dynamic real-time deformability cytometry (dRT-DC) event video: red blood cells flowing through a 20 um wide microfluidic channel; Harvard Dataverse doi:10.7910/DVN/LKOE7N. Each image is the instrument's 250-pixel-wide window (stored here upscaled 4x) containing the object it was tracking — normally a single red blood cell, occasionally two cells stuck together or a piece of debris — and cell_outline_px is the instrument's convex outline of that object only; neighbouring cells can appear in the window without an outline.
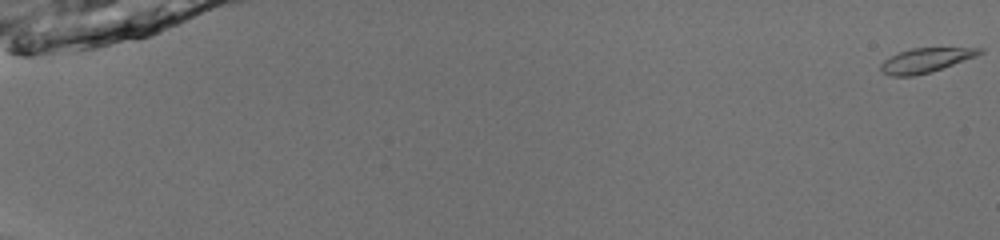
{"species": "common noctule bat (a hibernating species)", "species_latin": "Nyctalus noctula", "temperature_condition": "room temperature", "stored_images_in_passage": 49, "camera_frame_rate_fps": 3000, "um_per_image_px": 0.085, "animal": {"sex": "male", "body_mass_g": 13.0, "forearm_length_mm": 53.1}, "frame": {"image": 1, "passage_image": 1, "time_ms": 0.0, "image_size_px": [1000, 240], "cell_outline_px": [[984, 52], [976, 56], [928, 72], [912, 76], [892, 76], [880, 72], [880, 64], [884, 60], [900, 52], [912, 48], [984, 48]], "centroid_in_image_um": [78.64, 5.12], "position_along_channel_um": 6.4, "area_um2": 13.7}}
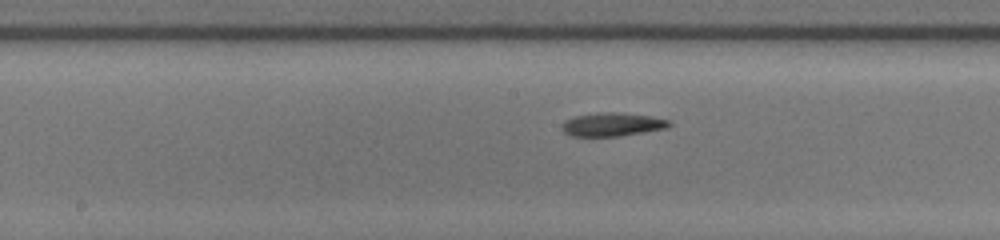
{"frame": {"image": 2, "passage_image": 31, "time_ms": 10.0, "image_size_px": [1000, 240], "cell_outline_px": [[672, 124], [668, 128], [620, 136], [572, 136], [564, 132], [560, 128], [560, 124], [576, 116], [600, 112], [616, 112], [648, 116], [668, 120]], "centroid_in_image_um": [52.03, 10.58], "position_along_channel_um": 196.2, "area_um2": 14.57}}
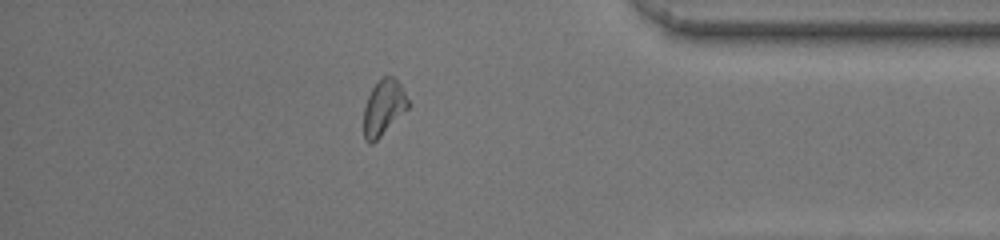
{"frame": {"image": 3, "passage_image": 48, "time_ms": 15.667, "image_size_px": [1000, 240], "cell_outline_px": [[408, 108], [372, 144], [368, 144], [364, 140], [364, 108], [368, 96], [372, 88], [384, 76], [392, 76], [400, 84], [408, 100]], "centroid_in_image_um": [32.58, 9.16], "position_along_channel_um": 402.6, "area_um2": 13.99}}